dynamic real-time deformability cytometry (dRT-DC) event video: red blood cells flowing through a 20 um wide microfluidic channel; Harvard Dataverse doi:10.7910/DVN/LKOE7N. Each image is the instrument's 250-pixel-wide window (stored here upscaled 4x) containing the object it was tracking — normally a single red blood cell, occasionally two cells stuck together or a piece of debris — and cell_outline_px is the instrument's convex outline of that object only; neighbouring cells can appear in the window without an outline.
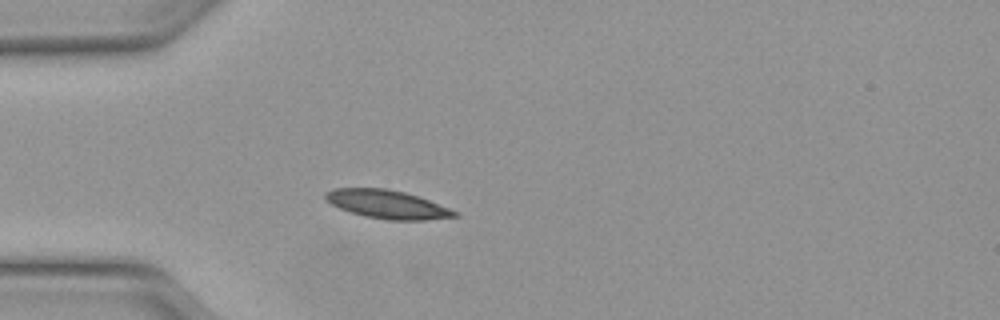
{"species": "Egyptian fruit bat (a non-hibernating species)", "species_latin": "Rousettus aegyptiacus", "temperature_condition": "warm", "stored_images_in_passage": 36, "camera_frame_rate_fps": 3000, "um_per_image_px": 0.085, "animal": {"sex": "female"}, "frame": {"image": 1, "passage_image": 1, "time_ms": 0.0, "image_size_px": [1000, 320], "cell_outline_px": [[460, 216], [424, 220], [388, 220], [364, 216], [340, 208], [324, 200], [324, 192], [336, 188], [384, 188], [404, 192], [428, 200], [460, 212]], "centroid_in_image_um": [32.91, 17.37], "position_along_channel_um": 52.1, "area_um2": 21.33}}
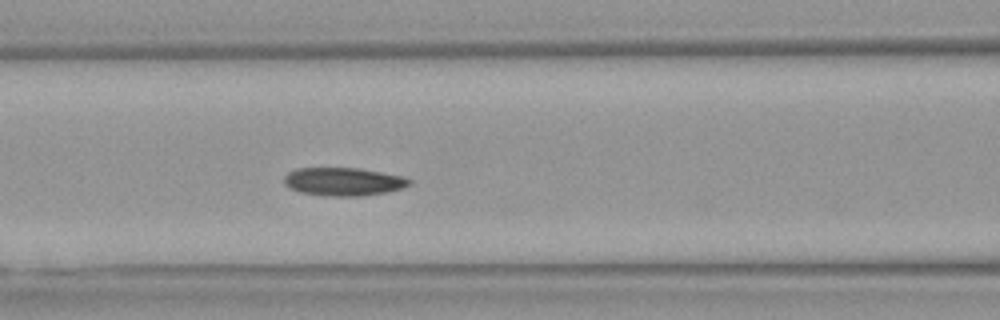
{"frame": {"image": 2, "passage_image": 8, "time_ms": 2.333, "image_size_px": [1000, 320], "cell_outline_px": [[412, 184], [404, 188], [384, 192], [360, 196], [328, 196], [300, 192], [288, 188], [284, 184], [284, 176], [288, 172], [296, 168], [360, 168], [404, 176], [412, 180]], "centroid_in_image_um": [29.2, 15.43], "position_along_channel_um": 137.4, "area_um2": 20.75}}
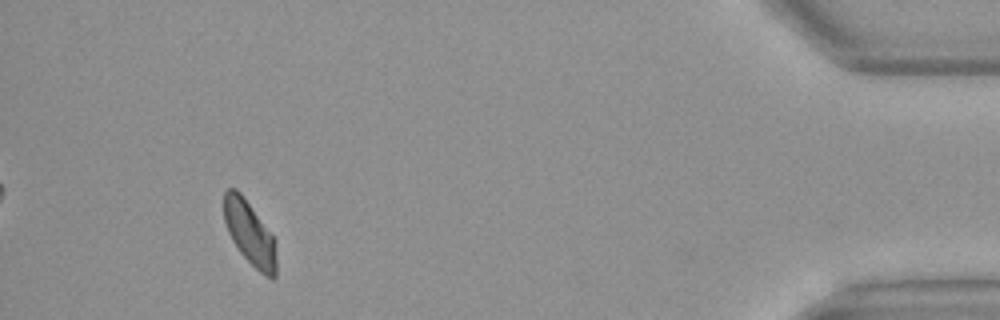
{"frame": {"image": 3, "passage_image": 33, "time_ms": 10.667, "image_size_px": [1000, 320], "cell_outline_px": [[276, 276], [272, 280], [264, 276], [240, 252], [232, 240], [228, 232], [224, 220], [224, 192], [228, 188], [236, 188], [240, 192], [276, 240]], "centroid_in_image_um": [21.24, 19.84], "position_along_channel_um": 414.0, "area_um2": 19.42}, "authors_computed_cell_mechanics": {"area_um2": 20.5479, "velocity_mm_per_s": 4.1066, "shape_relaxation_time_tau1_ms": null, "shape_relaxation_time_tau2_ms": 7.1443, "deformation_change_tau1": null, "deformation_change_tau2": 0.1008}}